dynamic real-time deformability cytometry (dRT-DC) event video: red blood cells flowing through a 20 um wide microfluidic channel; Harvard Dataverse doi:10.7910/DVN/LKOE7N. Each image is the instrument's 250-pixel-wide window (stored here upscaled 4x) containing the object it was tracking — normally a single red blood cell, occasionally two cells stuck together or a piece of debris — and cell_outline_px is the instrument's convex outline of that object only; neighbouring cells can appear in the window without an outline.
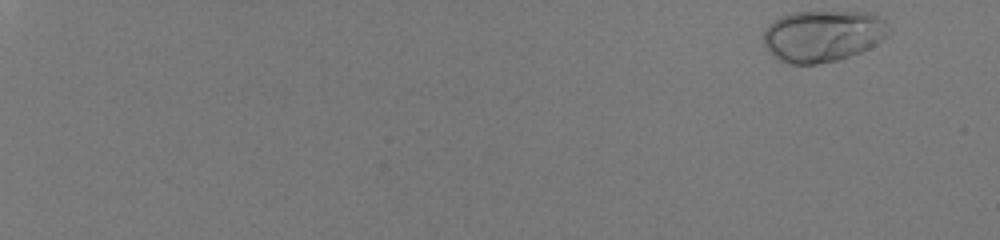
{"species": "human", "species_latin": "Homo sapiens", "temperature_condition": "room temperature", "stored_images_in_passage": 54, "camera_frame_rate_fps": 3000, "um_per_image_px": 0.085, "donor": {"sex": "male"}, "frame": {"image": 1, "passage_image": 1, "time_ms": 0.0, "image_size_px": [1000, 240], "cell_outline_px": [[892, 32], [888, 36], [868, 48], [860, 52], [836, 60], [816, 64], [788, 64], [772, 56], [764, 44], [764, 28], [768, 24], [780, 16], [792, 12], [876, 12], [884, 16], [892, 28]], "centroid_in_image_um": [69.99, 3.02], "position_along_channel_um": 15.0, "area_um2": 38.32}}
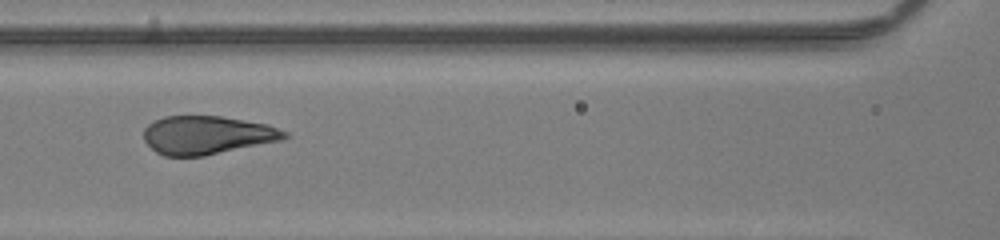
{"frame": {"image": 2, "passage_image": 29, "time_ms": 9.333, "image_size_px": [1000, 240], "cell_outline_px": [[292, 136], [284, 140], [204, 156], [164, 156], [156, 152], [144, 140], [144, 128], [152, 120], [164, 116], [220, 116], [268, 124], [288, 132]], "centroid_in_image_um": [17.64, 11.48], "position_along_channel_um": 149.0, "area_um2": 31.85}}
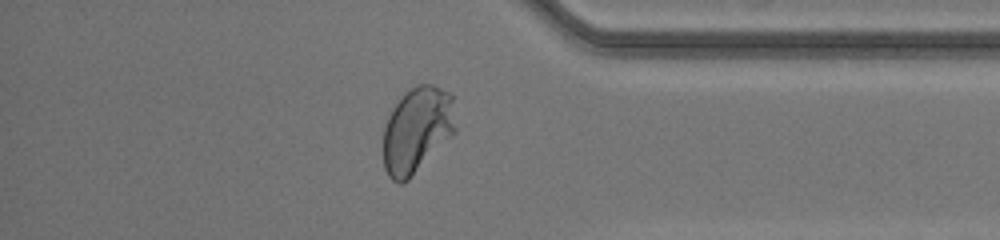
{"frame": {"image": 3, "passage_image": 48, "time_ms": 15.667, "image_size_px": [1000, 240], "cell_outline_px": [[456, 132], [408, 180], [400, 184], [392, 180], [388, 176], [384, 168], [384, 124], [392, 108], [404, 92], [416, 84], [432, 84], [452, 92], [456, 128]], "centroid_in_image_um": [35.45, 11.02], "position_along_channel_um": 399.7, "area_um2": 36.65}, "authors_computed_cell_mechanics": {"area_um2": 33.3506, "velocity_mm_per_s": 4.0667, "shape_relaxation_time_tau1_ms": 2.7582, "shape_relaxation_time_tau2_ms": null, "deformation_change_tau1": 0.1811, "deformation_change_tau2": null}}